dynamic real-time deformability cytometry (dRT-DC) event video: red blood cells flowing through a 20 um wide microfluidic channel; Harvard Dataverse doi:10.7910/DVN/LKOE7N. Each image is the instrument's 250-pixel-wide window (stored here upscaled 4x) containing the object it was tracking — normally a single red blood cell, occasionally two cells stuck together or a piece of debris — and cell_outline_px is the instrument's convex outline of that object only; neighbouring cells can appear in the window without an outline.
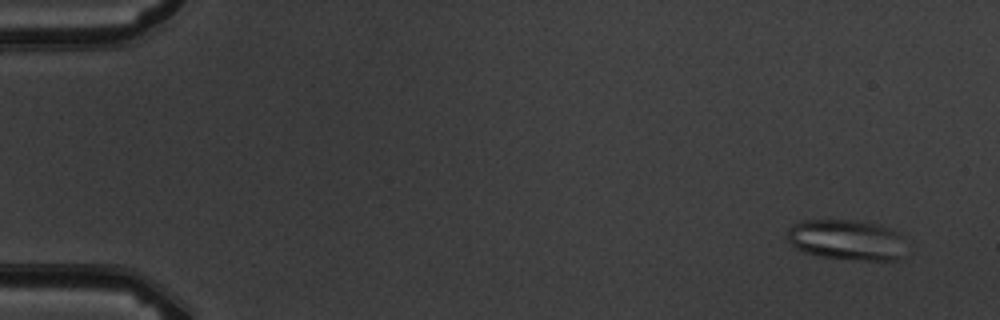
{"species": "common noctule bat (a hibernating species)", "species_latin": "Nyctalus noctula", "temperature_condition": "warm", "stored_images_in_passage": 6, "camera_frame_rate_fps": 3000, "um_per_image_px": 0.085, "animal": {"sex": "male", "body_mass_g": 19.5, "forearm_length_mm": 54.6}, "frame": {"image": 1, "passage_image": 6, "time_ms": 7.333, "image_size_px": [1000, 320], "cell_outline_px": [[900, 260], [864, 260], [820, 256], [804, 252], [796, 248], [788, 240], [788, 232], [792, 224], [800, 220], [856, 220], [880, 224], [896, 232], [900, 256]], "centroid_in_image_um": [71.84, 20.36], "position_along_channel_um": 13.2, "area_um2": 27.22}}